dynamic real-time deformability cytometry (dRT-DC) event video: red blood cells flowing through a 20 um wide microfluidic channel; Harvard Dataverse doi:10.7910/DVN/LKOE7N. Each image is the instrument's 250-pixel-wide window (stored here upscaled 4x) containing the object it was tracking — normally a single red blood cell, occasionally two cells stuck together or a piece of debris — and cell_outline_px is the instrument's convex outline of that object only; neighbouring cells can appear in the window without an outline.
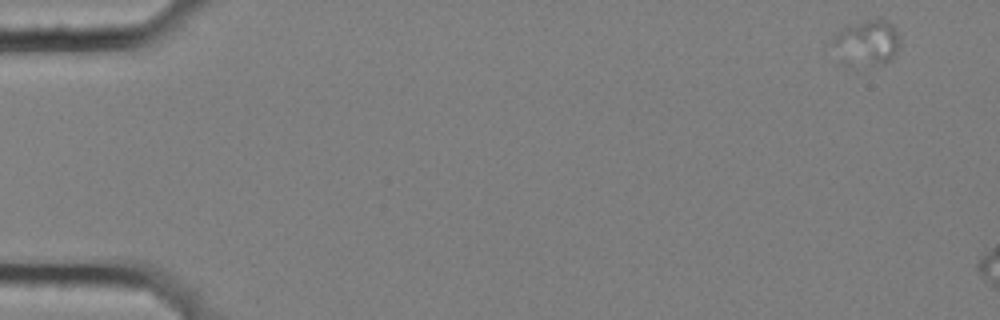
{"species": "common noctule bat (a hibernating species)", "species_latin": "Nyctalus noctula", "temperature_condition": "cold", "stored_images_in_passage": 7, "segment_of_instrument_passage": [1, 2], "camera_frame_rate_fps": 3000, "um_per_image_px": 0.085, "animal": {"sex": "female", "body_mass_g": 25.1}, "frame": {"image": 1, "passage_image": 1, "time_ms": 0.0, "image_size_px": [1000, 320], "cell_outline_px": [[900, 44], [896, 52], [884, 64], [872, 64], [836, 44], [832, 40], [832, 36], [836, 32], [844, 28], [880, 16], [892, 24], [896, 28], [900, 40]], "centroid_in_image_um": [73.94, 3.41], "position_along_channel_um": 11.1, "area_um2": 15.32}}